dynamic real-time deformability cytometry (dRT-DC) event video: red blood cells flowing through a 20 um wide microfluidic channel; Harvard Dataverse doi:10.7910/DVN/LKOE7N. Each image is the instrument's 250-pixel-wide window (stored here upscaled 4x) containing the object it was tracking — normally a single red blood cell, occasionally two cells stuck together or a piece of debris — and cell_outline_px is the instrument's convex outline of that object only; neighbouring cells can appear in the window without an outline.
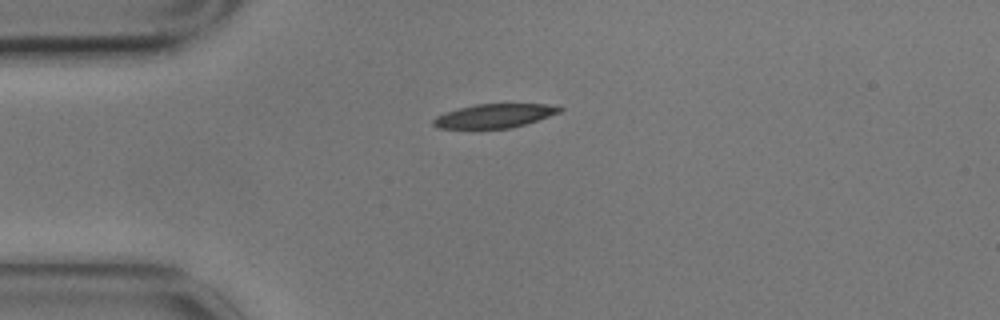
{"species": "common noctule bat (a hibernating species)", "species_latin": "Nyctalus noctula", "temperature_condition": "cold", "stored_images_in_passage": 1, "camera_frame_rate_fps": 3000, "um_per_image_px": 0.085, "animal": {"sex": "male", "body_mass_g": 17.9}, "frame": {"image": 1, "passage_image": 1, "time_ms": 0.0, "image_size_px": [1000, 320], "cell_outline_px": [[564, 108], [560, 112], [524, 124], [508, 128], [436, 128], [432, 124], [432, 120], [436, 116], [444, 112], [476, 104], [544, 104]], "centroid_in_image_um": [41.96, 9.84], "position_along_channel_um": 43.0, "area_um2": 17.28}}